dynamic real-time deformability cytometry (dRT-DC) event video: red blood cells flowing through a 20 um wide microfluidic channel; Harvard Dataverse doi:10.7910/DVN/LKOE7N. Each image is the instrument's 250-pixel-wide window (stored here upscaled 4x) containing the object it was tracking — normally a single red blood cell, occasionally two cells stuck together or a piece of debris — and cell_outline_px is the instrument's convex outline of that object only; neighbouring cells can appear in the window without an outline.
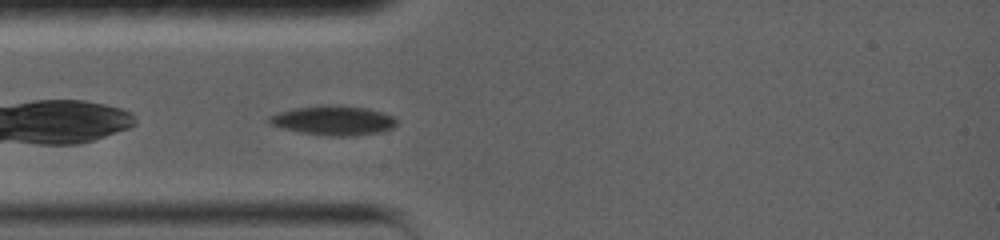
{"species": "common noctule bat (a hibernating species)", "species_latin": "Nyctalus noctula", "temperature_condition": "warm", "stored_images_in_passage": 43, "camera_frame_rate_fps": 5000, "um_per_image_px": 0.085, "animal": {"sex": "female", "body_mass_g": 19.0, "forearm_length_mm": 56.7}, "frame": {"image": 1, "passage_image": 1, "time_ms": 0.0, "image_size_px": [1000, 240], "cell_outline_px": [[396, 124], [392, 128], [380, 132], [352, 136], [332, 136], [304, 132], [284, 128], [268, 124], [268, 116], [280, 112], [296, 108], [320, 104], [328, 104], [368, 108], [384, 112], [396, 116]], "centroid_in_image_um": [28.38, 10.22], "position_along_channel_um": 56.6, "area_um2": 21.91}}
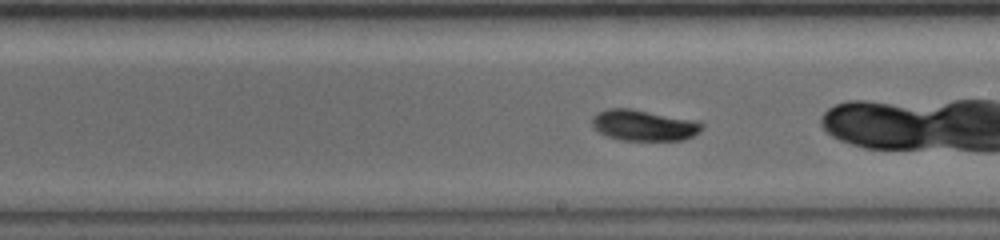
{"frame": {"image": 2, "passage_image": 18, "time_ms": 3.4, "image_size_px": [1000, 240], "cell_outline_px": [[704, 128], [692, 136], [684, 140], [620, 140], [608, 136], [600, 132], [592, 124], [592, 116], [608, 108], [632, 108], [688, 120], [704, 124]], "centroid_in_image_um": [54.69, 10.66], "position_along_channel_um": 234.3, "area_um2": 19.36}}
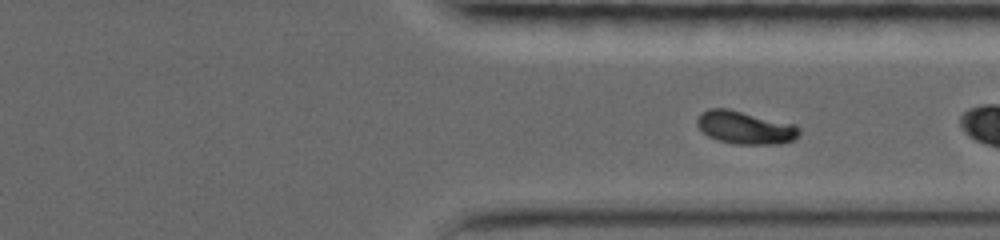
{"frame": {"image": 3, "passage_image": 33, "time_ms": 6.4, "image_size_px": [1000, 240], "cell_outline_px": [[800, 132], [792, 140], [772, 144], [748, 144], [720, 140], [704, 132], [700, 128], [700, 116], [704, 112], [712, 108], [724, 108], [792, 124]], "centroid_in_image_um": [63.36, 10.84], "position_along_channel_um": 348.0, "area_um2": 18.15}}